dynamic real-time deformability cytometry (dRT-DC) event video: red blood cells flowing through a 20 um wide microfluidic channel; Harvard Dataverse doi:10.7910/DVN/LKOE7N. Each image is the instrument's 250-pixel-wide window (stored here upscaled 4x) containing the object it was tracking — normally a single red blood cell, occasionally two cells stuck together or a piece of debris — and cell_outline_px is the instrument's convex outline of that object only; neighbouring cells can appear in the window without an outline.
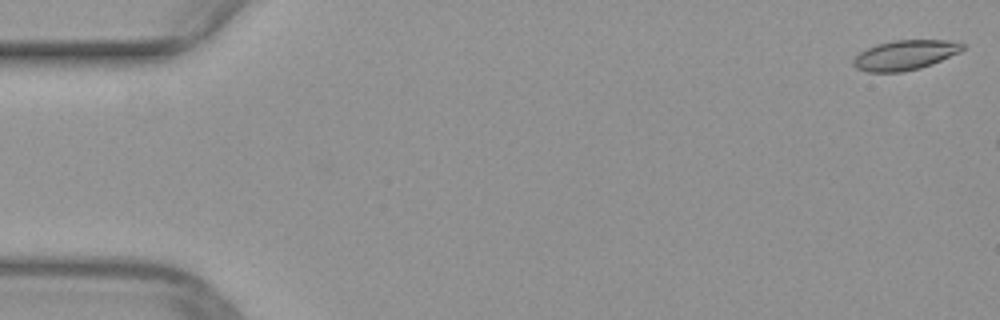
{"species": "common noctule bat (a hibernating species)", "species_latin": "Nyctalus noctula", "temperature_condition": "warm", "stored_images_in_passage": 7, "camera_frame_rate_fps": 3000, "um_per_image_px": 0.085, "animal": {"sex": "female", "body_mass_g": 29.2, "forearm_length_mm": 56.3}, "frame": {"image": 1, "passage_image": 1, "time_ms": 0.0, "image_size_px": [1000, 320], "cell_outline_px": [[964, 48], [960, 52], [932, 64], [920, 68], [900, 72], [868, 72], [856, 68], [852, 64], [852, 60], [860, 52], [876, 44], [892, 40], [948, 40], [964, 44]], "centroid_in_image_um": [76.91, 4.68], "position_along_channel_um": 8.1, "area_um2": 18.96}}